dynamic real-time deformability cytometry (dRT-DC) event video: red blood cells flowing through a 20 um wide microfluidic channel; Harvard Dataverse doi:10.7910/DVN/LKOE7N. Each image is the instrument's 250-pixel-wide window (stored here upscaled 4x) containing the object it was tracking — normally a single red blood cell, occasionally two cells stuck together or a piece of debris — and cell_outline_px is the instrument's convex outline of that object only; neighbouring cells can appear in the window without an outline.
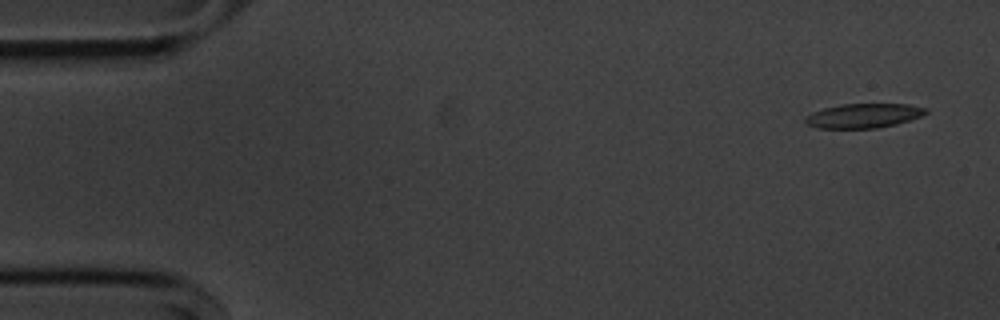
{"species": "common noctule bat (a hibernating species)", "species_latin": "Nyctalus noctula", "temperature_condition": "cold", "stored_images_in_passage": 53, "camera_frame_rate_fps": 3000, "um_per_image_px": 0.085, "animal": {"sex": "male", "body_mass_g": 20.1, "forearm_length_mm": 53.5}, "frame": {"image": 1, "passage_image": 1, "time_ms": 0.0, "image_size_px": [1000, 320], "cell_outline_px": [[928, 112], [912, 120], [896, 124], [876, 128], [816, 128], [808, 124], [804, 120], [804, 116], [812, 112], [824, 108], [840, 104], [908, 104], [928, 108]], "centroid_in_image_um": [73.41, 9.83], "position_along_channel_um": 11.6, "area_um2": 17.22}}
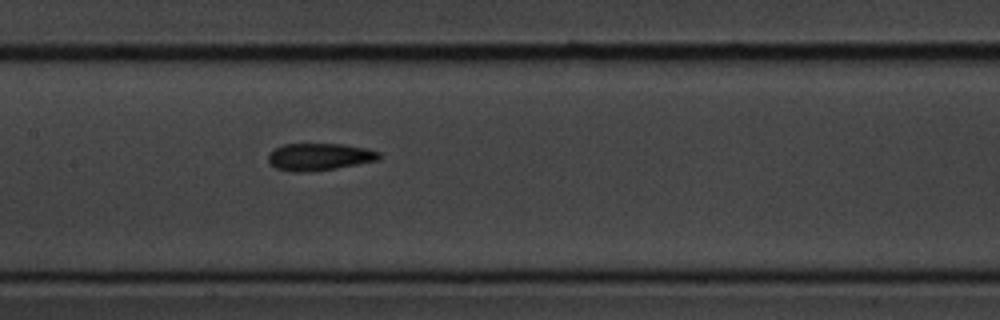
{"frame": {"image": 2, "passage_image": 24, "time_ms": 7.667, "image_size_px": [1000, 320], "cell_outline_px": [[384, 156], [380, 160], [336, 168], [304, 172], [292, 172], [276, 168], [268, 160], [268, 152], [284, 144], [344, 144], [364, 148], [380, 152]], "centroid_in_image_um": [27.18, 13.33], "position_along_channel_um": 180.2, "area_um2": 17.63}}
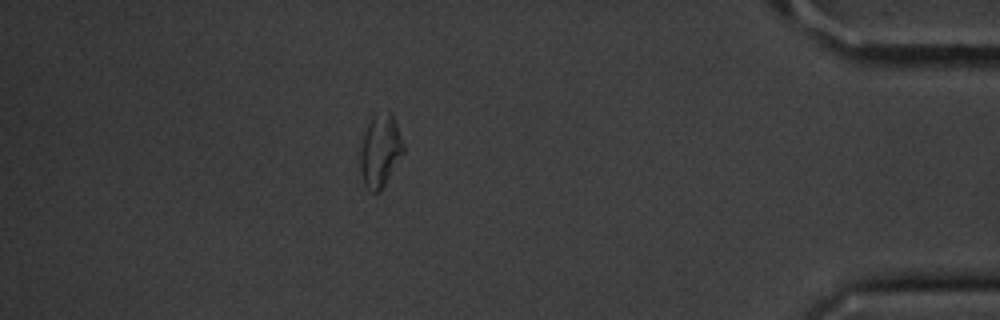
{"frame": {"image": 3, "passage_image": 46, "time_ms": 15.0, "image_size_px": [1000, 320], "cell_outline_px": [[404, 152], [380, 192], [372, 192], [364, 184], [356, 160], [364, 132], [372, 116], [376, 112], [388, 108], [392, 112], [396, 120], [404, 144]], "centroid_in_image_um": [32.29, 12.75], "position_along_channel_um": 402.9, "area_um2": 19.13}, "authors_computed_cell_mechanics": {"area_um2": 17.5712, "velocity_mm_per_s": 3.6448, "shape_relaxation_time_tau1_ms": 7.3997, "shape_relaxation_time_tau2_ms": 6.4884, "deformation_change_tau1": 0.1783, "deformation_change_tau2": 0.1329}}